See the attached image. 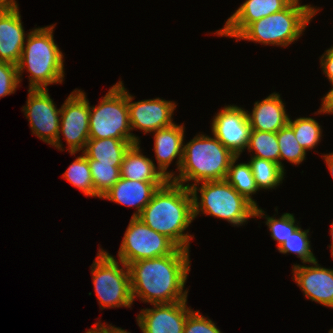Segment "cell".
Masks as SVG:
<instances>
[{
	"instance_id": "f1b7e54d",
	"label": "cell",
	"mask_w": 333,
	"mask_h": 333,
	"mask_svg": "<svg viewBox=\"0 0 333 333\" xmlns=\"http://www.w3.org/2000/svg\"><path fill=\"white\" fill-rule=\"evenodd\" d=\"M280 150L279 165L285 171L282 160H287L294 165H299L306 158V151L296 140L293 128L287 124L277 132Z\"/></svg>"
},
{
	"instance_id": "9a60e30c",
	"label": "cell",
	"mask_w": 333,
	"mask_h": 333,
	"mask_svg": "<svg viewBox=\"0 0 333 333\" xmlns=\"http://www.w3.org/2000/svg\"><path fill=\"white\" fill-rule=\"evenodd\" d=\"M310 265H293V280L307 299L333 308V269L319 266L317 260Z\"/></svg>"
},
{
	"instance_id": "83f0119b",
	"label": "cell",
	"mask_w": 333,
	"mask_h": 333,
	"mask_svg": "<svg viewBox=\"0 0 333 333\" xmlns=\"http://www.w3.org/2000/svg\"><path fill=\"white\" fill-rule=\"evenodd\" d=\"M96 194L101 198L121 178V164H105L88 160Z\"/></svg>"
},
{
	"instance_id": "f35d334b",
	"label": "cell",
	"mask_w": 333,
	"mask_h": 333,
	"mask_svg": "<svg viewBox=\"0 0 333 333\" xmlns=\"http://www.w3.org/2000/svg\"><path fill=\"white\" fill-rule=\"evenodd\" d=\"M86 333H105L96 323Z\"/></svg>"
},
{
	"instance_id": "cb8c5ba5",
	"label": "cell",
	"mask_w": 333,
	"mask_h": 333,
	"mask_svg": "<svg viewBox=\"0 0 333 333\" xmlns=\"http://www.w3.org/2000/svg\"><path fill=\"white\" fill-rule=\"evenodd\" d=\"M248 162L259 190L276 189L285 178L286 172L276 162L257 157H250Z\"/></svg>"
},
{
	"instance_id": "1f68e13d",
	"label": "cell",
	"mask_w": 333,
	"mask_h": 333,
	"mask_svg": "<svg viewBox=\"0 0 333 333\" xmlns=\"http://www.w3.org/2000/svg\"><path fill=\"white\" fill-rule=\"evenodd\" d=\"M18 86L17 65L0 61V98L15 93Z\"/></svg>"
},
{
	"instance_id": "52a82bcc",
	"label": "cell",
	"mask_w": 333,
	"mask_h": 333,
	"mask_svg": "<svg viewBox=\"0 0 333 333\" xmlns=\"http://www.w3.org/2000/svg\"><path fill=\"white\" fill-rule=\"evenodd\" d=\"M123 81L113 85L99 104L90 106L89 139H127L132 145L140 143L131 133L128 110V91Z\"/></svg>"
},
{
	"instance_id": "d6a6232c",
	"label": "cell",
	"mask_w": 333,
	"mask_h": 333,
	"mask_svg": "<svg viewBox=\"0 0 333 333\" xmlns=\"http://www.w3.org/2000/svg\"><path fill=\"white\" fill-rule=\"evenodd\" d=\"M183 333H222L215 323L201 315L199 311H192L186 319Z\"/></svg>"
},
{
	"instance_id": "4316f807",
	"label": "cell",
	"mask_w": 333,
	"mask_h": 333,
	"mask_svg": "<svg viewBox=\"0 0 333 333\" xmlns=\"http://www.w3.org/2000/svg\"><path fill=\"white\" fill-rule=\"evenodd\" d=\"M288 124L293 128L296 140L307 152L314 149L322 138V127L311 117L289 118Z\"/></svg>"
},
{
	"instance_id": "5b68a950",
	"label": "cell",
	"mask_w": 333,
	"mask_h": 333,
	"mask_svg": "<svg viewBox=\"0 0 333 333\" xmlns=\"http://www.w3.org/2000/svg\"><path fill=\"white\" fill-rule=\"evenodd\" d=\"M318 10L293 0L285 9L250 23L235 39L288 47L303 35Z\"/></svg>"
},
{
	"instance_id": "74e56055",
	"label": "cell",
	"mask_w": 333,
	"mask_h": 333,
	"mask_svg": "<svg viewBox=\"0 0 333 333\" xmlns=\"http://www.w3.org/2000/svg\"><path fill=\"white\" fill-rule=\"evenodd\" d=\"M0 6H18L16 0H0Z\"/></svg>"
},
{
	"instance_id": "f546056e",
	"label": "cell",
	"mask_w": 333,
	"mask_h": 333,
	"mask_svg": "<svg viewBox=\"0 0 333 333\" xmlns=\"http://www.w3.org/2000/svg\"><path fill=\"white\" fill-rule=\"evenodd\" d=\"M255 217L266 219L265 223L271 233L270 235L274 241H277V249L299 227V224H296L295 216L291 213H284L276 219L265 214L263 209L256 207Z\"/></svg>"
},
{
	"instance_id": "ab89813d",
	"label": "cell",
	"mask_w": 333,
	"mask_h": 333,
	"mask_svg": "<svg viewBox=\"0 0 333 333\" xmlns=\"http://www.w3.org/2000/svg\"><path fill=\"white\" fill-rule=\"evenodd\" d=\"M330 234L332 243L328 247L331 249V256L333 257V222L331 223Z\"/></svg>"
},
{
	"instance_id": "8992f818",
	"label": "cell",
	"mask_w": 333,
	"mask_h": 333,
	"mask_svg": "<svg viewBox=\"0 0 333 333\" xmlns=\"http://www.w3.org/2000/svg\"><path fill=\"white\" fill-rule=\"evenodd\" d=\"M190 187L193 197V218L199 213L242 226L255 217V206L238 193L226 180L206 181ZM200 192V197L198 192Z\"/></svg>"
},
{
	"instance_id": "ffe728a7",
	"label": "cell",
	"mask_w": 333,
	"mask_h": 333,
	"mask_svg": "<svg viewBox=\"0 0 333 333\" xmlns=\"http://www.w3.org/2000/svg\"><path fill=\"white\" fill-rule=\"evenodd\" d=\"M251 130L277 133L289 122L280 94L274 92L254 103L252 112L247 111Z\"/></svg>"
},
{
	"instance_id": "484cf974",
	"label": "cell",
	"mask_w": 333,
	"mask_h": 333,
	"mask_svg": "<svg viewBox=\"0 0 333 333\" xmlns=\"http://www.w3.org/2000/svg\"><path fill=\"white\" fill-rule=\"evenodd\" d=\"M62 177L85 196L100 198L94 190L88 158L83 153L69 165Z\"/></svg>"
},
{
	"instance_id": "6da1fadb",
	"label": "cell",
	"mask_w": 333,
	"mask_h": 333,
	"mask_svg": "<svg viewBox=\"0 0 333 333\" xmlns=\"http://www.w3.org/2000/svg\"><path fill=\"white\" fill-rule=\"evenodd\" d=\"M189 256V250L177 248L170 255L130 263L133 302L137 298L150 305L187 300L184 287L191 269Z\"/></svg>"
},
{
	"instance_id": "4dcf8cb0",
	"label": "cell",
	"mask_w": 333,
	"mask_h": 333,
	"mask_svg": "<svg viewBox=\"0 0 333 333\" xmlns=\"http://www.w3.org/2000/svg\"><path fill=\"white\" fill-rule=\"evenodd\" d=\"M309 229L303 230L298 227L277 249L282 254L294 253L301 259L302 263L316 261V257L311 251L309 240Z\"/></svg>"
},
{
	"instance_id": "7402d4cb",
	"label": "cell",
	"mask_w": 333,
	"mask_h": 333,
	"mask_svg": "<svg viewBox=\"0 0 333 333\" xmlns=\"http://www.w3.org/2000/svg\"><path fill=\"white\" fill-rule=\"evenodd\" d=\"M132 144L127 139H89L82 153L88 160L105 164H121L125 152Z\"/></svg>"
},
{
	"instance_id": "3957f363",
	"label": "cell",
	"mask_w": 333,
	"mask_h": 333,
	"mask_svg": "<svg viewBox=\"0 0 333 333\" xmlns=\"http://www.w3.org/2000/svg\"><path fill=\"white\" fill-rule=\"evenodd\" d=\"M55 24L34 28L26 35L21 58L17 64L18 79L24 70L30 74L29 89H48L64 81V56L54 40Z\"/></svg>"
},
{
	"instance_id": "d590c367",
	"label": "cell",
	"mask_w": 333,
	"mask_h": 333,
	"mask_svg": "<svg viewBox=\"0 0 333 333\" xmlns=\"http://www.w3.org/2000/svg\"><path fill=\"white\" fill-rule=\"evenodd\" d=\"M105 333H131V332H127V330H124L120 327H115V326H112V324L108 325L107 323L105 324H101V321L100 322H97L96 323Z\"/></svg>"
},
{
	"instance_id": "e575fe53",
	"label": "cell",
	"mask_w": 333,
	"mask_h": 333,
	"mask_svg": "<svg viewBox=\"0 0 333 333\" xmlns=\"http://www.w3.org/2000/svg\"><path fill=\"white\" fill-rule=\"evenodd\" d=\"M317 112V114H333V87L322 98L321 108Z\"/></svg>"
},
{
	"instance_id": "d6986e66",
	"label": "cell",
	"mask_w": 333,
	"mask_h": 333,
	"mask_svg": "<svg viewBox=\"0 0 333 333\" xmlns=\"http://www.w3.org/2000/svg\"><path fill=\"white\" fill-rule=\"evenodd\" d=\"M166 182H143L120 178L100 199L127 207H135L132 217H138L151 201L154 192Z\"/></svg>"
},
{
	"instance_id": "44dd1931",
	"label": "cell",
	"mask_w": 333,
	"mask_h": 333,
	"mask_svg": "<svg viewBox=\"0 0 333 333\" xmlns=\"http://www.w3.org/2000/svg\"><path fill=\"white\" fill-rule=\"evenodd\" d=\"M121 178L143 182H167L162 172L156 167L153 160L143 155L140 144L129 147L123 157L120 167Z\"/></svg>"
},
{
	"instance_id": "277c9868",
	"label": "cell",
	"mask_w": 333,
	"mask_h": 333,
	"mask_svg": "<svg viewBox=\"0 0 333 333\" xmlns=\"http://www.w3.org/2000/svg\"><path fill=\"white\" fill-rule=\"evenodd\" d=\"M235 156L214 135L198 133L188 143H183L179 175H175L172 181L190 188L201 182L225 180ZM189 181L194 183L189 184Z\"/></svg>"
},
{
	"instance_id": "8fae6325",
	"label": "cell",
	"mask_w": 333,
	"mask_h": 333,
	"mask_svg": "<svg viewBox=\"0 0 333 333\" xmlns=\"http://www.w3.org/2000/svg\"><path fill=\"white\" fill-rule=\"evenodd\" d=\"M48 89H29L22 111L29 121L33 135L54 145L59 136L61 107L57 109Z\"/></svg>"
},
{
	"instance_id": "ac0fdd59",
	"label": "cell",
	"mask_w": 333,
	"mask_h": 333,
	"mask_svg": "<svg viewBox=\"0 0 333 333\" xmlns=\"http://www.w3.org/2000/svg\"><path fill=\"white\" fill-rule=\"evenodd\" d=\"M184 125L172 124L154 131V153L157 160V168L162 174L172 180L175 172H168L171 162L177 158V171L180 170L183 157Z\"/></svg>"
},
{
	"instance_id": "7a4b0ae2",
	"label": "cell",
	"mask_w": 333,
	"mask_h": 333,
	"mask_svg": "<svg viewBox=\"0 0 333 333\" xmlns=\"http://www.w3.org/2000/svg\"><path fill=\"white\" fill-rule=\"evenodd\" d=\"M138 218L168 237L178 248L189 250L193 236L185 230L194 220L190 188L168 180L154 192Z\"/></svg>"
},
{
	"instance_id": "ba28073f",
	"label": "cell",
	"mask_w": 333,
	"mask_h": 333,
	"mask_svg": "<svg viewBox=\"0 0 333 333\" xmlns=\"http://www.w3.org/2000/svg\"><path fill=\"white\" fill-rule=\"evenodd\" d=\"M90 268L95 293L101 309L112 307L131 308L133 299L130 272L127 265L99 248Z\"/></svg>"
},
{
	"instance_id": "e0dca14e",
	"label": "cell",
	"mask_w": 333,
	"mask_h": 333,
	"mask_svg": "<svg viewBox=\"0 0 333 333\" xmlns=\"http://www.w3.org/2000/svg\"><path fill=\"white\" fill-rule=\"evenodd\" d=\"M19 6L0 7V61L17 65L25 44L26 34Z\"/></svg>"
},
{
	"instance_id": "4fadbf2b",
	"label": "cell",
	"mask_w": 333,
	"mask_h": 333,
	"mask_svg": "<svg viewBox=\"0 0 333 333\" xmlns=\"http://www.w3.org/2000/svg\"><path fill=\"white\" fill-rule=\"evenodd\" d=\"M153 306L141 309L136 317L142 333H183L187 316L193 311L187 300Z\"/></svg>"
},
{
	"instance_id": "603a6c76",
	"label": "cell",
	"mask_w": 333,
	"mask_h": 333,
	"mask_svg": "<svg viewBox=\"0 0 333 333\" xmlns=\"http://www.w3.org/2000/svg\"><path fill=\"white\" fill-rule=\"evenodd\" d=\"M239 157L240 156H235L232 159L225 180L255 207H258L252 197V195L259 191V188L252 174L251 166L249 162L236 164Z\"/></svg>"
},
{
	"instance_id": "30bf717a",
	"label": "cell",
	"mask_w": 333,
	"mask_h": 333,
	"mask_svg": "<svg viewBox=\"0 0 333 333\" xmlns=\"http://www.w3.org/2000/svg\"><path fill=\"white\" fill-rule=\"evenodd\" d=\"M89 117V100L84 91L75 89L61 106L59 136L53 146L64 151L60 139L62 134L68 145L66 150L71 155L83 151L89 140Z\"/></svg>"
},
{
	"instance_id": "2e32d148",
	"label": "cell",
	"mask_w": 333,
	"mask_h": 333,
	"mask_svg": "<svg viewBox=\"0 0 333 333\" xmlns=\"http://www.w3.org/2000/svg\"><path fill=\"white\" fill-rule=\"evenodd\" d=\"M293 0H245L214 34L236 38L250 23L285 9Z\"/></svg>"
},
{
	"instance_id": "8d00e7d4",
	"label": "cell",
	"mask_w": 333,
	"mask_h": 333,
	"mask_svg": "<svg viewBox=\"0 0 333 333\" xmlns=\"http://www.w3.org/2000/svg\"><path fill=\"white\" fill-rule=\"evenodd\" d=\"M322 156L325 159V164H327V167L329 168V171L333 178V152L329 154H324Z\"/></svg>"
},
{
	"instance_id": "d4e9b609",
	"label": "cell",
	"mask_w": 333,
	"mask_h": 333,
	"mask_svg": "<svg viewBox=\"0 0 333 333\" xmlns=\"http://www.w3.org/2000/svg\"><path fill=\"white\" fill-rule=\"evenodd\" d=\"M248 152H254L251 157H257L276 162L279 164L280 150L277 140V133L251 130Z\"/></svg>"
},
{
	"instance_id": "836d02e7",
	"label": "cell",
	"mask_w": 333,
	"mask_h": 333,
	"mask_svg": "<svg viewBox=\"0 0 333 333\" xmlns=\"http://www.w3.org/2000/svg\"><path fill=\"white\" fill-rule=\"evenodd\" d=\"M320 61L323 73L333 87V46L322 54Z\"/></svg>"
},
{
	"instance_id": "9c48e42d",
	"label": "cell",
	"mask_w": 333,
	"mask_h": 333,
	"mask_svg": "<svg viewBox=\"0 0 333 333\" xmlns=\"http://www.w3.org/2000/svg\"><path fill=\"white\" fill-rule=\"evenodd\" d=\"M178 247L166 236L152 230L140 218L131 217L118 251L125 265L143 259L172 254Z\"/></svg>"
},
{
	"instance_id": "5bb4252c",
	"label": "cell",
	"mask_w": 333,
	"mask_h": 333,
	"mask_svg": "<svg viewBox=\"0 0 333 333\" xmlns=\"http://www.w3.org/2000/svg\"><path fill=\"white\" fill-rule=\"evenodd\" d=\"M134 98L128 92L129 121L132 131L139 129L147 134L174 124L172 116L177 106L175 102L159 97L133 102Z\"/></svg>"
},
{
	"instance_id": "7c38bea8",
	"label": "cell",
	"mask_w": 333,
	"mask_h": 333,
	"mask_svg": "<svg viewBox=\"0 0 333 333\" xmlns=\"http://www.w3.org/2000/svg\"><path fill=\"white\" fill-rule=\"evenodd\" d=\"M212 119V134L234 155L240 156L248 147L251 132L247 110L234 104L228 105Z\"/></svg>"
}]
</instances>
